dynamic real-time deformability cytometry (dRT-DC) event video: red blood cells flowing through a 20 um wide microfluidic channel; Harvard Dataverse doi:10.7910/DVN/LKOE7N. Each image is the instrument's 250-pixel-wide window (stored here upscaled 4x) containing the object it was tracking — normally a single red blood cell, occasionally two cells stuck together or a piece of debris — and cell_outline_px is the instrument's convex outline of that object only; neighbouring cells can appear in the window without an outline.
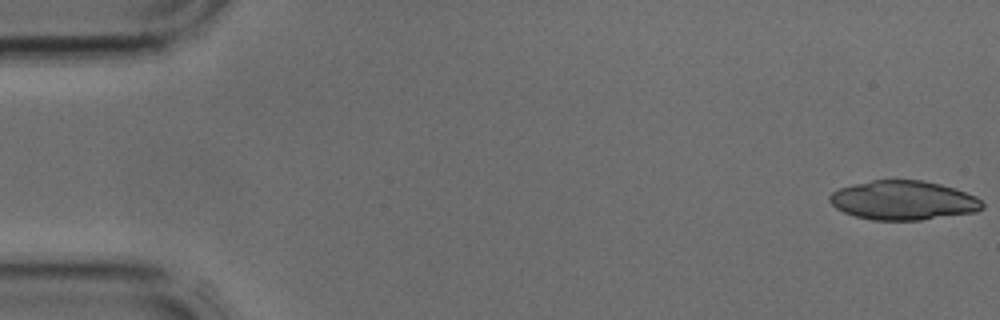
{"species": "common noctule bat (a hibernating species)", "species_latin": "Nyctalus noctula", "temperature_condition": "cold", "stored_images_in_passage": 41, "camera_frame_rate_fps": 3000, "um_per_image_px": 0.085, "animal": {"sex": "male", "body_mass_g": 17.9, "forearm_length_mm": 54.2}, "frame": {"image": 1, "passage_image": 1, "time_ms": 0.0, "image_size_px": [1000, 320], "cell_outline_px": [[984, 208], [976, 212], [920, 220], [872, 220], [856, 216], [844, 212], [836, 208], [828, 200], [828, 196], [832, 192], [840, 188], [872, 180], [924, 180], [940, 184], [976, 196], [984, 204]], "centroid_in_image_um": [76.78, 17.03], "position_along_channel_um": 8.2, "area_um2": 34.74}}